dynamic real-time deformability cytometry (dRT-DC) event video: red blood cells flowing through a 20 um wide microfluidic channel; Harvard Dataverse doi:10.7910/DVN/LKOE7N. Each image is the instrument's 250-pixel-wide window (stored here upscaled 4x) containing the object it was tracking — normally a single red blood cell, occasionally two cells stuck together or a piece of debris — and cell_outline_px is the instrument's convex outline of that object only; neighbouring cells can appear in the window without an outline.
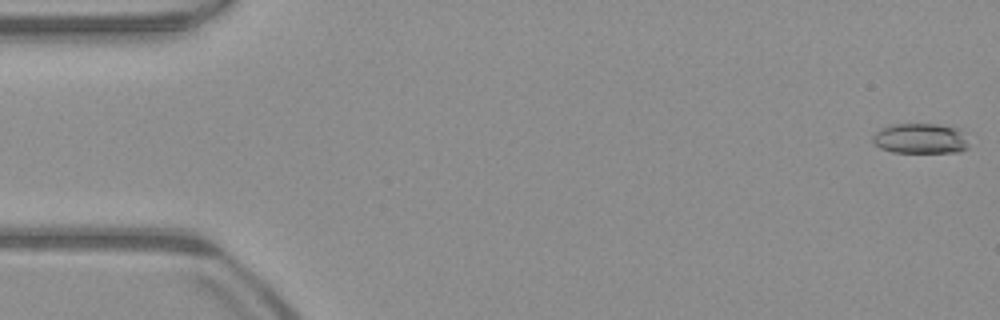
{"species": "common noctule bat (a hibernating species)", "species_latin": "Nyctalus noctula", "temperature_condition": "warm", "stored_images_in_passage": 52, "camera_frame_rate_fps": 3000, "um_per_image_px": 0.085, "animal": {"sex": "male", "body_mass_g": 23.1, "forearm_length_mm": 52.7}, "frame": {"image": 1, "passage_image": 1, "time_ms": 0.0, "image_size_px": [1000, 320], "cell_outline_px": [[968, 148], [960, 152], [892, 152], [880, 148], [872, 140], [872, 136], [880, 128], [892, 124], [936, 124], [960, 128], [968, 144]], "centroid_in_image_um": [78.23, 11.77], "position_along_channel_um": 6.8, "area_um2": 16.99}}
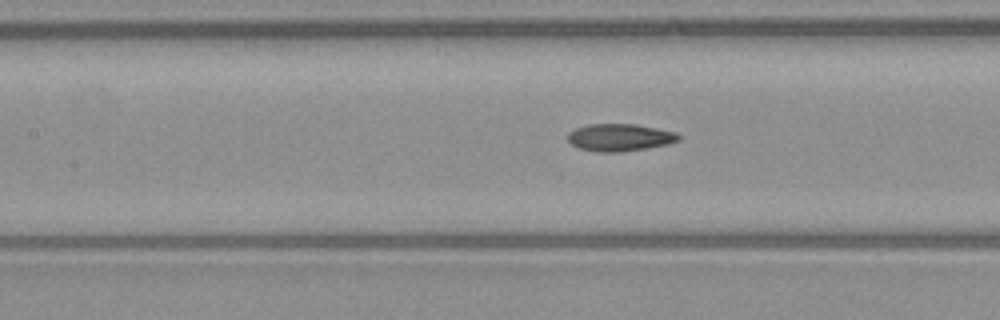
{"frame": {"image": 2, "passage_image": 23, "time_ms": 7.333, "image_size_px": [1000, 320], "cell_outline_px": [[680, 140], [668, 144], [620, 152], [596, 152], [580, 148], [572, 144], [568, 140], [568, 132], [576, 128], [588, 124], [636, 124], [676, 132], [680, 136]], "centroid_in_image_um": [52.67, 11.68], "position_along_channel_um": 154.7, "area_um2": 17.57}}
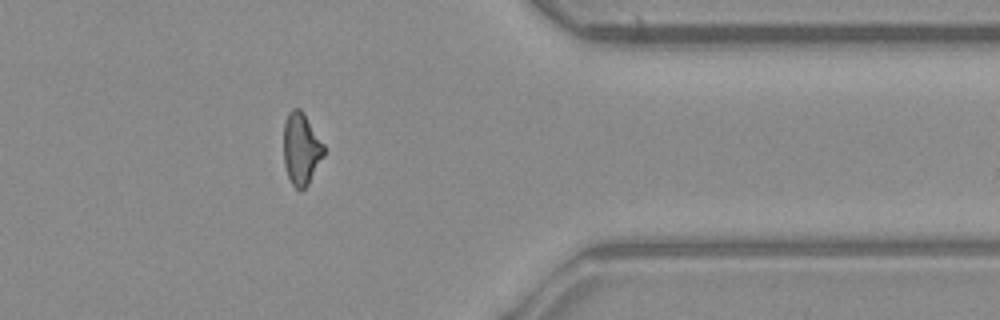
{"frame": {"image": 3, "passage_image": 42, "time_ms": 13.667, "image_size_px": [1000, 320], "cell_outline_px": [[324, 156], [308, 184], [300, 192], [292, 184], [288, 176], [284, 164], [284, 124], [288, 112], [292, 108], [300, 108], [304, 112], [324, 144]], "centroid_in_image_um": [25.61, 12.63], "position_along_channel_um": 385.8, "area_um2": 16.99}, "authors_computed_cell_mechanics": {"area_um2": 17.4267, "velocity_mm_per_s": 3.9657, "shape_relaxation_time_tau1_ms": 5.4495, "shape_relaxation_time_tau2_ms": 2.739, "deformation_change_tau1": 0.1574, "deformation_change_tau2": 0.0928}}